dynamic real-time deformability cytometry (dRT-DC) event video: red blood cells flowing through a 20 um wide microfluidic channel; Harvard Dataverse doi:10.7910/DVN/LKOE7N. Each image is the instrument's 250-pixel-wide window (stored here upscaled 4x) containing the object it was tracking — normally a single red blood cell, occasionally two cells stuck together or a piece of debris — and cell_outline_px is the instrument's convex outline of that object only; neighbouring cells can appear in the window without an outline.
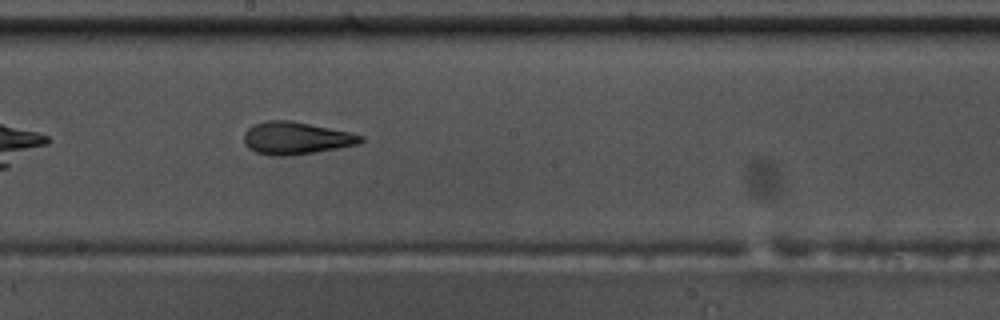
{"species": "common noctule bat (a hibernating species)", "species_latin": "Nyctalus noctula", "temperature_condition": "warm", "stored_images_in_passage": 33, "camera_frame_rate_fps": 3000, "um_per_image_px": 0.085, "animal": {"sex": "male", "body_mass_g": 17.5, "forearm_length_mm": 52.3}, "frame": {"image": 1, "passage_image": 15, "time_ms": 4.667, "image_size_px": [1000, 320], "cell_outline_px": [[364, 140], [360, 144], [288, 156], [272, 156], [256, 152], [248, 148], [244, 144], [244, 132], [252, 124], [268, 120], [292, 120], [348, 132], [364, 136]], "centroid_in_image_um": [25.12, 11.73], "position_along_channel_um": 223.1, "area_um2": 22.08}}
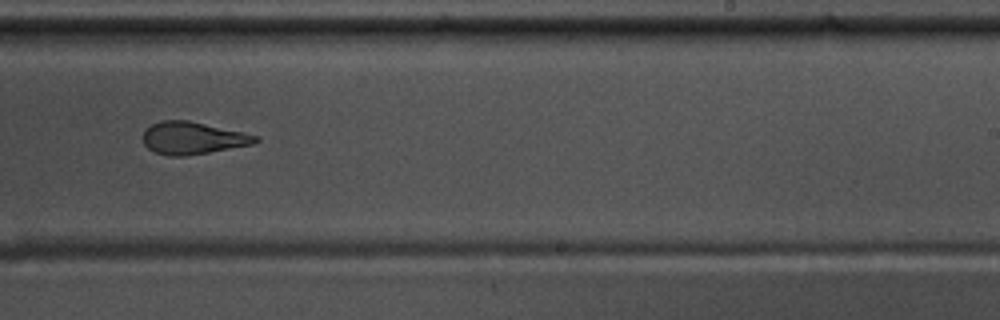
{"frame": {"image": 2, "passage_image": 19, "time_ms": 6.0, "image_size_px": [1000, 320], "cell_outline_px": [[260, 140], [252, 144], [208, 152], [184, 156], [168, 156], [156, 152], [148, 148], [144, 144], [144, 128], [160, 120], [188, 120], [260, 136]], "centroid_in_image_um": [16.36, 11.72], "position_along_channel_um": 272.6, "area_um2": 21.04}, "authors_computed_cell_mechanics": {"area_um2": 21.6172, "velocity_mm_per_s": 3.7196, "shape_relaxation_time_tau1_ms": null, "shape_relaxation_time_tau2_ms": 2.4351, "deformation_change_tau1": null, "deformation_change_tau2": 0.1178}}